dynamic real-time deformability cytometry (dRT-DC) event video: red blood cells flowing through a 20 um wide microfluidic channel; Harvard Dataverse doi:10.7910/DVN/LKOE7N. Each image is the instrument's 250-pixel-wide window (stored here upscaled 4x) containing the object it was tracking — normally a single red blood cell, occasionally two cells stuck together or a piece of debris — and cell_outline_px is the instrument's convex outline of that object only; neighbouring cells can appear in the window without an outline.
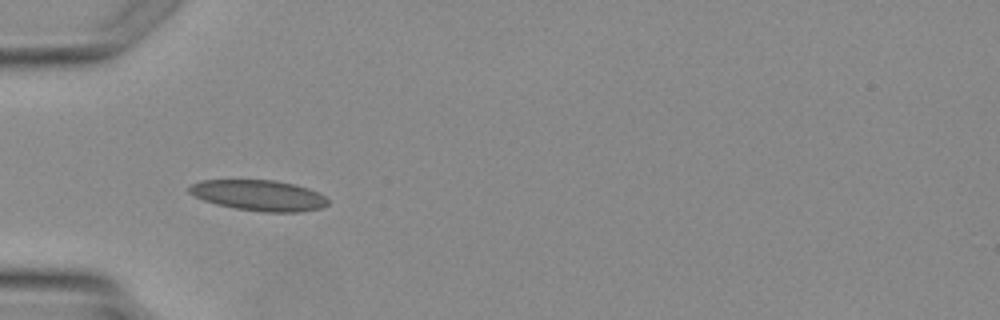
{"species": "Egyptian fruit bat (a non-hibernating species)", "species_latin": "Rousettus aegyptiacus", "temperature_condition": "warm", "stored_images_in_passage": 5, "camera_frame_rate_fps": 3000, "um_per_image_px": 0.085, "animal": {"sex": "female"}, "frame": {"image": 1, "passage_image": 4, "time_ms": 3.667, "image_size_px": [1000, 320], "cell_outline_px": [[328, 204], [320, 208], [300, 212], [264, 212], [236, 208], [216, 204], [204, 200], [188, 192], [188, 188], [192, 184], [200, 180], [276, 180], [296, 184], [308, 188], [324, 196], [328, 200]], "centroid_in_image_um": [22.01, 16.6], "position_along_channel_um": 63.0, "area_um2": 24.74}}
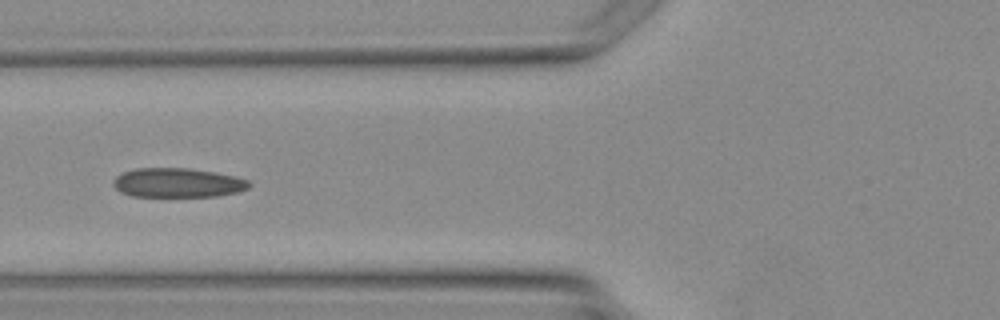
{"frame": {"image": 2, "passage_image": 5, "time_ms": 4.667, "image_size_px": [1000, 320], "cell_outline_px": [[252, 184], [248, 188], [236, 192], [216, 196], [132, 196], [120, 192], [112, 184], [112, 180], [116, 176], [124, 172], [136, 168], [188, 168], [216, 172], [236, 176], [252, 180]], "centroid_in_image_um": [15.13, 15.52], "position_along_channel_um": 110.7, "area_um2": 23.35}}